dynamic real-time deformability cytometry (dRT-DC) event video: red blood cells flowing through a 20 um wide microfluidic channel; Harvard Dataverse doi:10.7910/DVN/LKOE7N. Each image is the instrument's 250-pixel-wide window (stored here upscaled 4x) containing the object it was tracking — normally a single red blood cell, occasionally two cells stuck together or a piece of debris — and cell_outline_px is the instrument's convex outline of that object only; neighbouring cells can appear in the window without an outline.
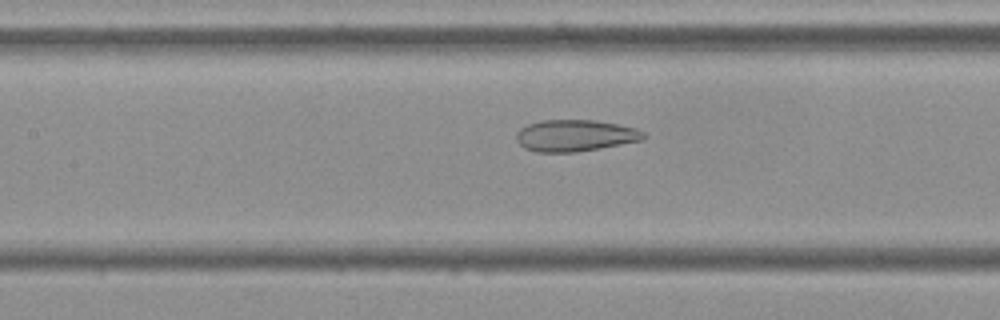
{"species": "Egyptian fruit bat (a non-hibernating species)", "species_latin": "Rousettus aegyptiacus", "temperature_condition": "cold", "stored_images_in_passage": 43, "camera_frame_rate_fps": 3000, "um_per_image_px": 0.085, "frame": {"image": 1, "passage_image": 13, "time_ms": 4.0, "image_size_px": [1000, 320], "cell_outline_px": [[648, 136], [644, 140], [600, 148], [576, 152], [536, 152], [524, 148], [516, 140], [516, 132], [520, 128], [528, 124], [540, 120], [596, 120], [636, 128], [644, 132]], "centroid_in_image_um": [48.89, 11.52], "position_along_channel_um": 158.5, "area_um2": 23.64}}
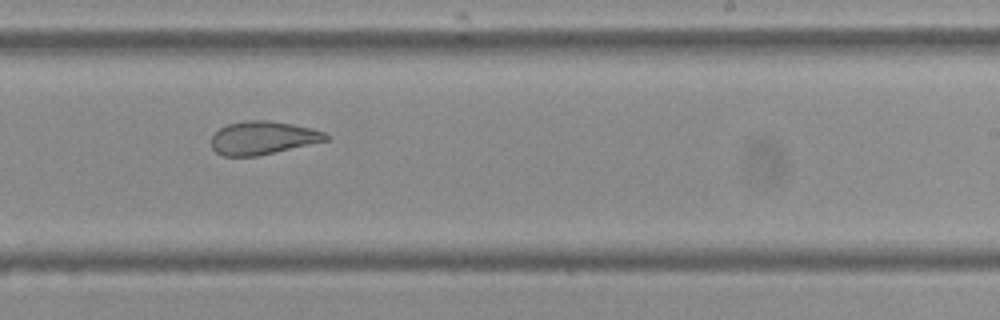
{"frame": {"image": 2, "passage_image": 22, "time_ms": 7.0, "image_size_px": [1000, 320], "cell_outline_px": [[328, 140], [256, 156], [224, 156], [216, 152], [212, 148], [212, 136], [220, 128], [228, 124], [244, 120], [268, 120], [292, 124], [312, 128], [324, 132], [328, 136]], "centroid_in_image_um": [22.32, 11.71], "position_along_channel_um": 266.7, "area_um2": 21.96}}
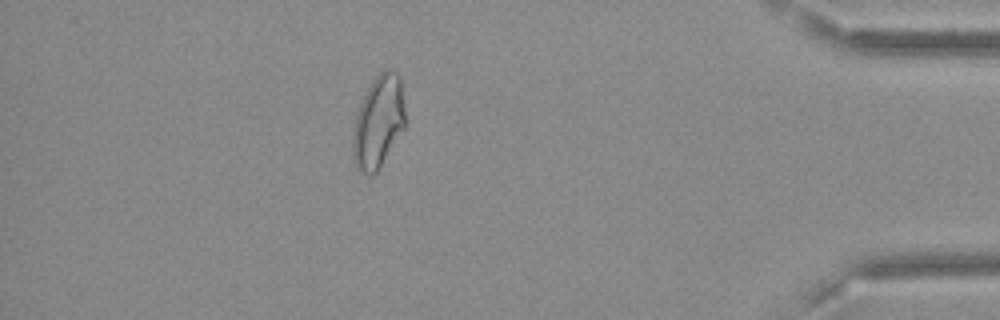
{"frame": {"image": 3, "passage_image": 37, "time_ms": 12.0, "image_size_px": [1000, 320], "cell_outline_px": [[408, 124], [376, 172], [372, 176], [368, 176], [360, 172], [356, 164], [352, 152], [352, 132], [356, 116], [360, 104], [372, 80], [380, 72], [388, 68], [396, 72], [400, 76]], "centroid_in_image_um": [32.2, 10.36], "position_along_channel_um": 403.0, "area_um2": 28.67}, "authors_computed_cell_mechanics": {"area_um2": 24.854, "velocity_mm_per_s": 3.6151, "shape_relaxation_time_tau1_ms": null, "shape_relaxation_time_tau2_ms": 1.9511, "deformation_change_tau1": null, "deformation_change_tau2": 0.0951}}